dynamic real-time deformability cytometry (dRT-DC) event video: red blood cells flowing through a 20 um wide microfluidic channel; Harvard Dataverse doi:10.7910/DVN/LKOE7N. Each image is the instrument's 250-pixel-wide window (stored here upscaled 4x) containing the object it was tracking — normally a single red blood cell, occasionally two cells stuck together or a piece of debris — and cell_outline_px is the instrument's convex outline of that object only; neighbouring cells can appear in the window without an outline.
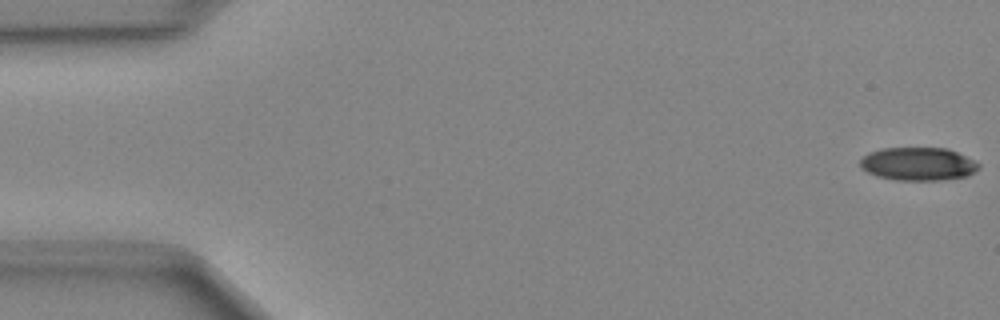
{"species": "Egyptian fruit bat (a non-hibernating species)", "species_latin": "Rousettus aegyptiacus", "temperature_condition": "cold", "stored_images_in_passage": 49, "camera_frame_rate_fps": 3000, "um_per_image_px": 0.085, "animal": {"sex": "female"}, "frame": {"image": 1, "passage_image": 1, "time_ms": 0.0, "image_size_px": [1000, 320], "cell_outline_px": [[980, 168], [968, 176], [940, 180], [896, 180], [876, 176], [860, 168], [860, 160], [868, 152], [880, 148], [948, 148], [980, 164]], "centroid_in_image_um": [78.01, 13.93], "position_along_channel_um": 7.0, "area_um2": 22.95}}
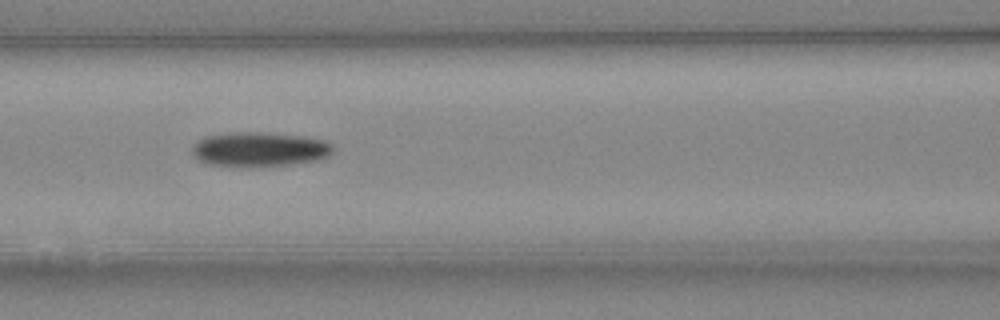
{"frame": {"image": 2, "passage_image": 21, "time_ms": 6.667, "image_size_px": [1000, 320], "cell_outline_px": [[332, 152], [328, 156], [316, 160], [288, 164], [248, 168], [208, 164], [192, 156], [192, 148], [200, 140], [208, 136], [236, 132], [256, 132], [304, 136], [324, 140], [332, 144]], "centroid_in_image_um": [22.05, 12.71], "position_along_channel_um": 144.6, "area_um2": 28.26}}
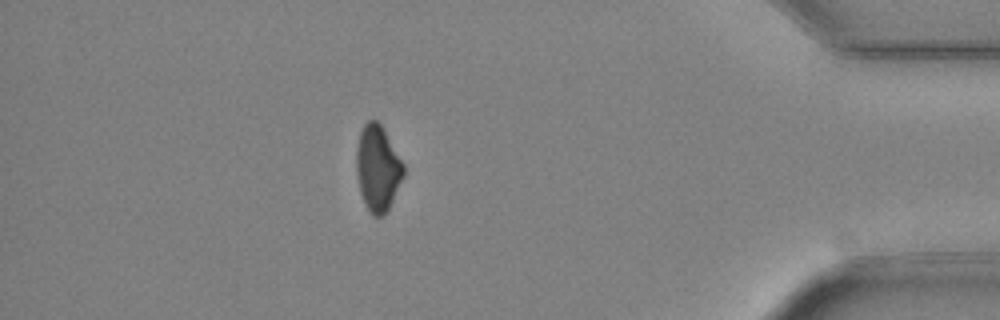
{"frame": {"image": 3, "passage_image": 43, "time_ms": 14.0, "image_size_px": [1000, 320], "cell_outline_px": [[404, 176], [384, 216], [372, 216], [364, 204], [360, 192], [356, 172], [356, 148], [360, 132], [364, 124], [368, 120], [376, 120], [380, 124], [404, 164]], "centroid_in_image_um": [32.08, 14.32], "position_along_channel_um": 403.1, "area_um2": 23.47}}